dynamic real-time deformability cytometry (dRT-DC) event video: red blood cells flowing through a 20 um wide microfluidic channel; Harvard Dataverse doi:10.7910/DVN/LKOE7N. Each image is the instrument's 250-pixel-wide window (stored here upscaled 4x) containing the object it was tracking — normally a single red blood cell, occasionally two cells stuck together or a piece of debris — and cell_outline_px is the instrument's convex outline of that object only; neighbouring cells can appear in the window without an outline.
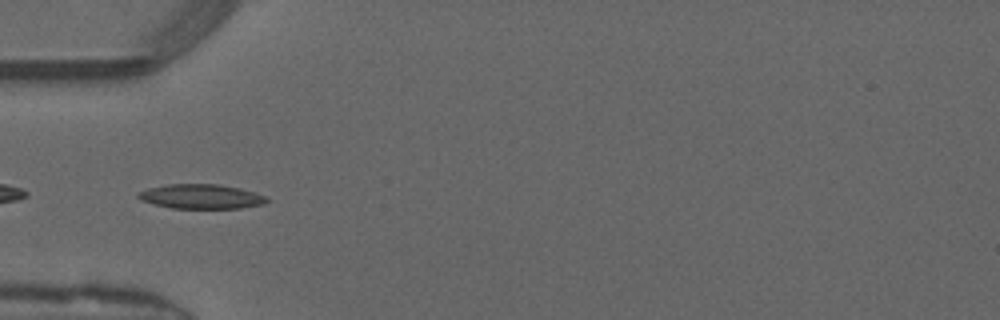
{"species": "common noctule bat (a hibernating species)", "species_latin": "Nyctalus noctula", "temperature_condition": "warm", "stored_images_in_passage": 48, "camera_frame_rate_fps": 3000, "um_per_image_px": 0.085, "animal": {"sex": "male", "forearm_length_mm": 52.5}, "frame": {"image": 1, "passage_image": 15, "time_ms": 4.667, "image_size_px": [1000, 320], "cell_outline_px": [[268, 200], [264, 204], [240, 208], [172, 208], [140, 200], [136, 196], [136, 192], [148, 188], [168, 184], [220, 184], [240, 188], [264, 196]], "centroid_in_image_um": [17.05, 16.7], "position_along_channel_um": 67.9, "area_um2": 18.26}}
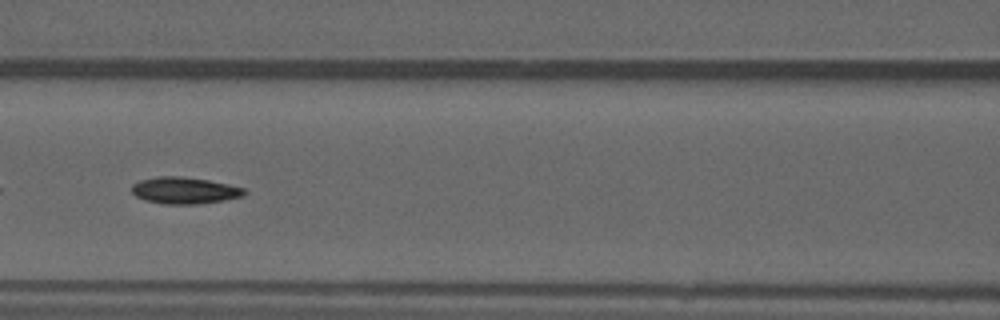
{"frame": {"image": 2, "passage_image": 21, "time_ms": 6.667, "image_size_px": [1000, 320], "cell_outline_px": [[248, 192], [244, 196], [224, 200], [196, 204], [164, 204], [144, 200], [136, 196], [132, 192], [132, 184], [140, 180], [156, 176], [180, 176], [208, 180], [228, 184], [244, 188]], "centroid_in_image_um": [15.68, 16.19], "position_along_channel_um": 150.9, "area_um2": 17.57}}
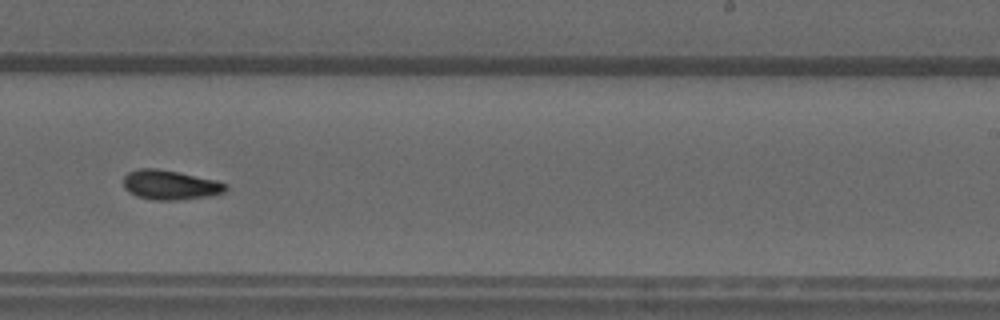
{"frame": {"image": 3, "passage_image": 30, "time_ms": 9.667, "image_size_px": [1000, 320], "cell_outline_px": [[228, 188], [224, 192], [208, 196], [176, 200], [152, 200], [136, 196], [128, 192], [124, 188], [124, 176], [128, 172], [140, 168], [156, 168], [216, 180], [228, 184]], "centroid_in_image_um": [14.44, 15.72], "position_along_channel_um": 274.6, "area_um2": 17.57}, "authors_computed_cell_mechanics": {"area_um2": 17.2822, "velocity_mm_per_s": 4.143, "shape_relaxation_time_tau1_ms": 8.6309, "shape_relaxation_time_tau2_ms": null, "deformation_change_tau1": 0.2183, "deformation_change_tau2": null}}